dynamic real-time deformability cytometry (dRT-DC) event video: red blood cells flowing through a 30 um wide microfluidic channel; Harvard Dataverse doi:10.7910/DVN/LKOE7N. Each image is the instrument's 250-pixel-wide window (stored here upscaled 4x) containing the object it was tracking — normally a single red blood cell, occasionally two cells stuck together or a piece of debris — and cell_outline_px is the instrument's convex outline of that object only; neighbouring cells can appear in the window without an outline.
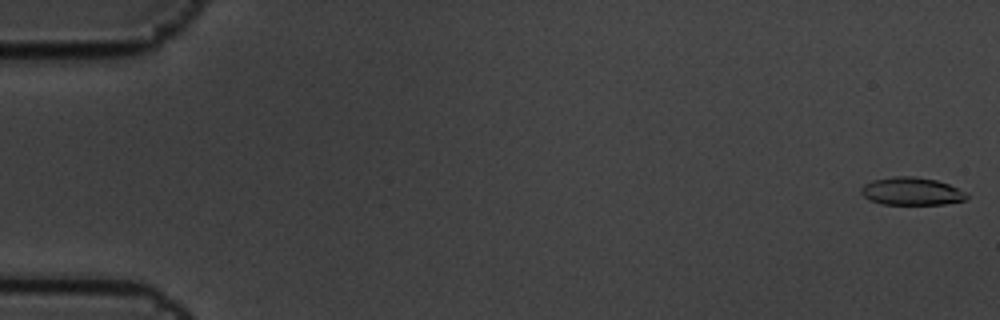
{"species": "common noctule bat (a hibernating species)", "species_latin": "Nyctalus noctula", "temperature_condition": "cold", "stored_images_in_passage": 6, "camera_frame_rate_fps": 3000, "um_per_image_px": 0.085, "animal": {"sex": "male", "body_mass_g": 19.5, "forearm_length_mm": 54.6}, "frame": {"image": 1, "passage_image": 1, "time_ms": 0.0, "image_size_px": [1000, 320], "cell_outline_px": [[968, 200], [944, 204], [880, 204], [868, 200], [860, 192], [860, 188], [864, 184], [872, 180], [892, 176], [912, 176], [936, 180], [948, 184], [964, 192], [968, 196]], "centroid_in_image_um": [77.44, 16.26], "position_along_channel_um": 7.6, "area_um2": 17.17}}